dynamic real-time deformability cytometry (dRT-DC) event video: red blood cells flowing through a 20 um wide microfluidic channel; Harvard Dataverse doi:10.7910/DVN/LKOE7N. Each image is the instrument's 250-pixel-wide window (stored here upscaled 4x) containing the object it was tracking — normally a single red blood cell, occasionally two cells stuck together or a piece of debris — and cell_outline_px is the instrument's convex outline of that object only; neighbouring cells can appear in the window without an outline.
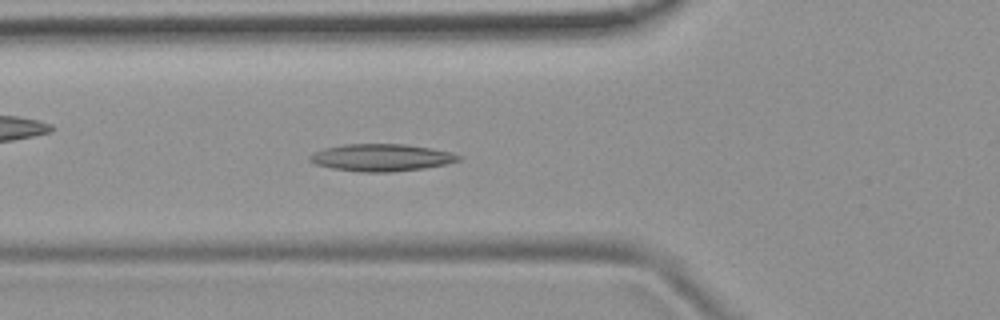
{"species": "common noctule bat (a hibernating species)", "species_latin": "Nyctalus noctula", "temperature_condition": "room temperature", "stored_images_in_passage": 44, "camera_frame_rate_fps": 3000, "um_per_image_px": 0.085, "animal": {"sex": "female", "body_mass_g": 19.9}, "frame": {"image": 1, "passage_image": 10, "time_ms": 3.0, "image_size_px": [1000, 320], "cell_outline_px": [[464, 156], [460, 160], [444, 164], [424, 168], [392, 172], [360, 172], [332, 168], [316, 164], [308, 160], [308, 156], [324, 148], [344, 144], [404, 144], [432, 148], [452, 152]], "centroid_in_image_um": [32.44, 13.39], "position_along_channel_um": 93.4, "area_um2": 23.64}}
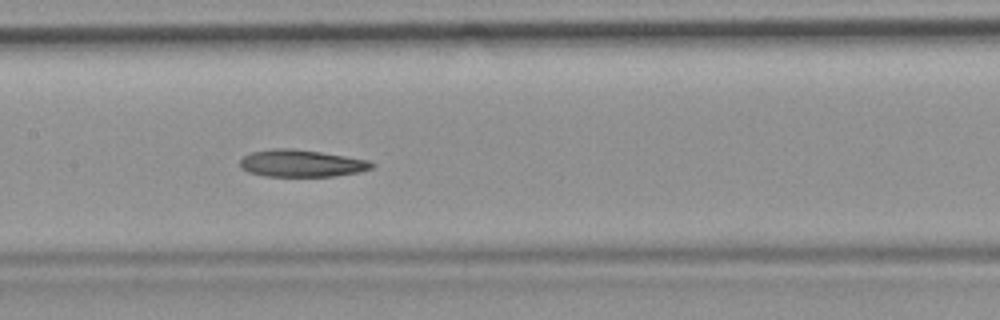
{"frame": {"image": 2, "passage_image": 17, "time_ms": 5.333, "image_size_px": [1000, 320], "cell_outline_px": [[376, 164], [372, 168], [360, 172], [336, 176], [264, 176], [248, 172], [240, 168], [240, 160], [244, 156], [252, 152], [272, 148], [292, 148], [320, 152], [368, 160]], "centroid_in_image_um": [25.61, 13.89], "position_along_channel_um": 181.8, "area_um2": 20.87}}
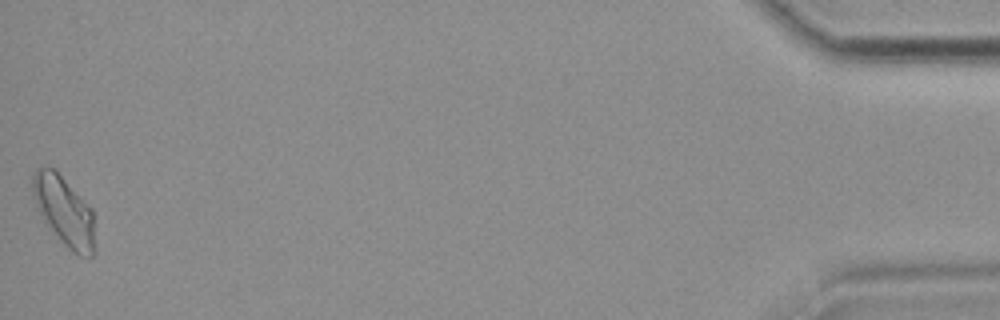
{"frame": {"image": 3, "passage_image": 44, "time_ms": 14.333, "image_size_px": [1000, 320], "cell_outline_px": [[92, 256], [80, 256], [72, 252], [64, 244], [44, 220], [36, 208], [32, 196], [32, 176], [36, 168], [56, 168], [92, 208]], "centroid_in_image_um": [5.4, 17.85], "position_along_channel_um": 429.8, "area_um2": 24.8}, "authors_computed_cell_mechanics": {"area_um2": 21.9929, "velocity_mm_per_s": 3.79, "shape_relaxation_time_tau1_ms": 11.102, "shape_relaxation_time_tau2_ms": null, "deformation_change_tau1": 0.2261, "deformation_change_tau2": null}}